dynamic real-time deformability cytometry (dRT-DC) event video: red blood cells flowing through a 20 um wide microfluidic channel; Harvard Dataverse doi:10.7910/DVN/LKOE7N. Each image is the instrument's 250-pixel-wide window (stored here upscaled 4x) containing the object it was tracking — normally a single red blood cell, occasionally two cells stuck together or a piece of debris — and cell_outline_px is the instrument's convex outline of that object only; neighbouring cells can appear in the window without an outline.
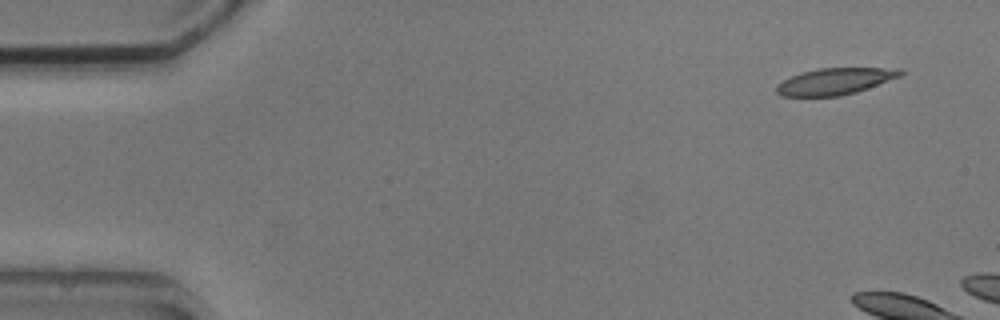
{"species": "common noctule bat (a hibernating species)", "species_latin": "Nyctalus noctula", "temperature_condition": "cold", "stored_images_in_passage": 3, "camera_frame_rate_fps": 3000, "um_per_image_px": 0.085, "animal": {"sex": "male", "body_mass_g": 20.5, "forearm_length_mm": 52.5}, "frame": {"image": 1, "passage_image": 1, "time_ms": 0.0, "image_size_px": [1000, 320], "cell_outline_px": [[904, 72], [900, 76], [868, 88], [856, 92], [840, 96], [780, 96], [776, 92], [776, 84], [800, 72], [816, 68], [904, 68]], "centroid_in_image_um": [70.97, 6.9], "position_along_channel_um": 14.0, "area_um2": 19.25}}